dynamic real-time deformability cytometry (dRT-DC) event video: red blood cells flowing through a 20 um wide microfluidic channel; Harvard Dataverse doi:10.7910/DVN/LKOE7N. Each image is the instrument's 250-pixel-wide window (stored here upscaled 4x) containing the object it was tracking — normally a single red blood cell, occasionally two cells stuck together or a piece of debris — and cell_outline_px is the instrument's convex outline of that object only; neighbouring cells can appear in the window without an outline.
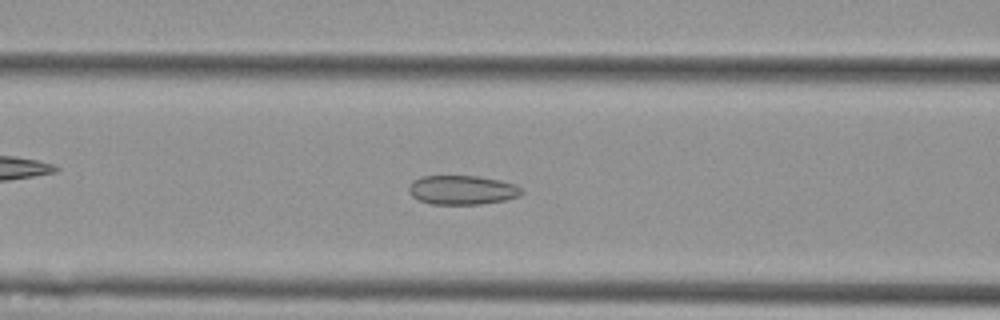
{"species": "Egyptian fruit bat (a non-hibernating species)", "species_latin": "Rousettus aegyptiacus", "temperature_condition": "cold", "stored_images_in_passage": 49, "camera_frame_rate_fps": 3000, "um_per_image_px": 0.085, "animal": {"sex": "female"}, "frame": {"image": 1, "passage_image": 22, "time_ms": 7.0, "image_size_px": [1000, 320], "cell_outline_px": [[524, 192], [520, 196], [504, 200], [480, 204], [432, 204], [420, 200], [412, 196], [408, 192], [408, 184], [412, 180], [420, 176], [476, 176], [500, 180], [516, 184]], "centroid_in_image_um": [39.26, 16.14], "position_along_channel_um": 127.3, "area_um2": 19.31}}
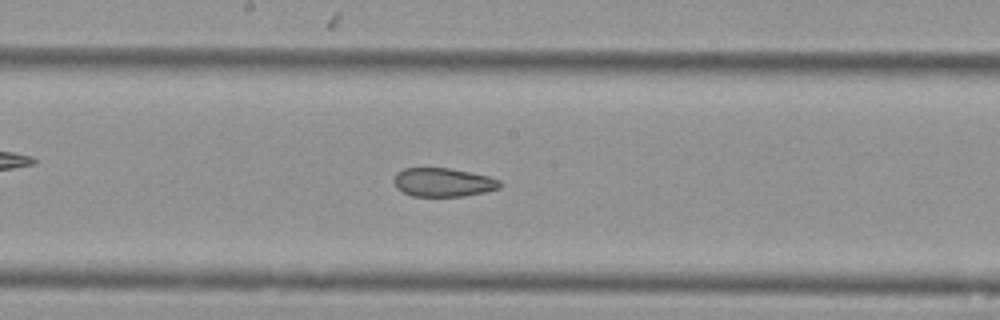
{"frame": {"image": 2, "passage_image": 29, "time_ms": 9.333, "image_size_px": [1000, 320], "cell_outline_px": [[504, 184], [500, 188], [484, 192], [464, 196], [412, 196], [396, 188], [396, 172], [404, 168], [448, 168], [488, 176], [500, 180]], "centroid_in_image_um": [37.71, 15.5], "position_along_channel_um": 210.5, "area_um2": 17.57}}
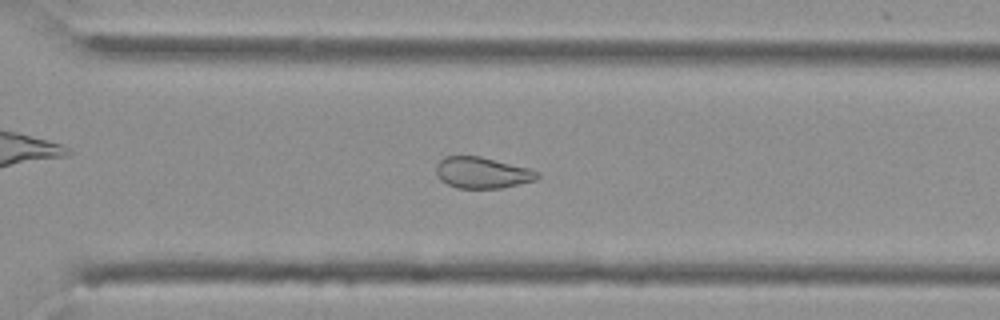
{"frame": {"image": 3, "passage_image": 39, "time_ms": 12.667, "image_size_px": [1000, 320], "cell_outline_px": [[540, 176], [536, 180], [500, 188], [456, 188], [440, 180], [436, 172], [436, 164], [444, 156], [480, 156], [528, 168], [540, 172]], "centroid_in_image_um": [40.97, 14.68], "position_along_channel_um": 329.6, "area_um2": 18.38}, "authors_computed_cell_mechanics": {"area_um2": 21.2126, "velocity_mm_per_s": 3.5815, "shape_relaxation_time_tau1_ms": null, "shape_relaxation_time_tau2_ms": 2.4923, "deformation_change_tau1": null, "deformation_change_tau2": 0.0757}}